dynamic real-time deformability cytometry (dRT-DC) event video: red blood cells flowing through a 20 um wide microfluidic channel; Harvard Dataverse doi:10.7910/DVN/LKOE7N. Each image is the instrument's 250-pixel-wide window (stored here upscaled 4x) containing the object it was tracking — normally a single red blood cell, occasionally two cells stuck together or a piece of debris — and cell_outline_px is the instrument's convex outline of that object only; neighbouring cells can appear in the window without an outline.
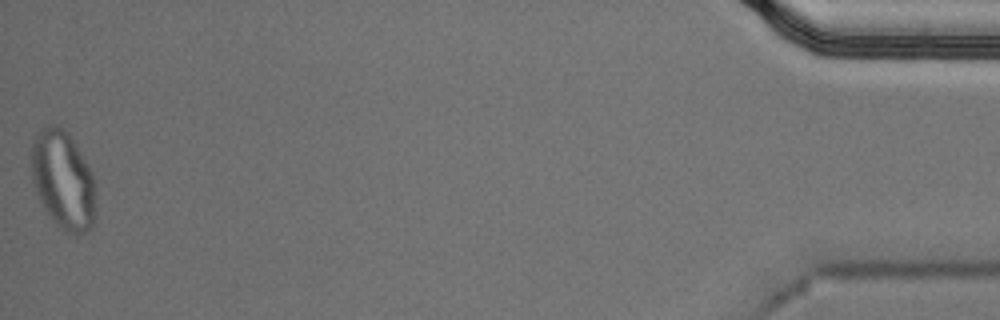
{"species": "Egyptian fruit bat (a non-hibernating species)", "species_latin": "Rousettus aegyptiacus", "temperature_condition": "cold", "stored_images_in_passage": 41, "camera_frame_rate_fps": 3000, "um_per_image_px": 0.085, "animal": {"sex": "male"}, "frame": {"image": 1, "passage_image": 41, "time_ms": 13.333, "image_size_px": [1000, 320], "cell_outline_px": [[96, 216], [92, 228], [84, 232], [64, 232], [56, 224], [40, 200], [36, 192], [32, 180], [32, 140], [36, 132], [48, 124], [52, 124], [64, 128], [68, 132], [92, 172], [96, 192]], "centroid_in_image_um": [5.38, 15.28], "position_along_channel_um": 429.8, "area_um2": 37.05}, "authors_computed_cell_mechanics": {"area_um2": 20.808, "velocity_mm_per_s": 3.674, "shape_relaxation_time_tau1_ms": null, "shape_relaxation_time_tau2_ms": 1.3807, "deformation_change_tau1": null, "deformation_change_tau2": 0.0608}}